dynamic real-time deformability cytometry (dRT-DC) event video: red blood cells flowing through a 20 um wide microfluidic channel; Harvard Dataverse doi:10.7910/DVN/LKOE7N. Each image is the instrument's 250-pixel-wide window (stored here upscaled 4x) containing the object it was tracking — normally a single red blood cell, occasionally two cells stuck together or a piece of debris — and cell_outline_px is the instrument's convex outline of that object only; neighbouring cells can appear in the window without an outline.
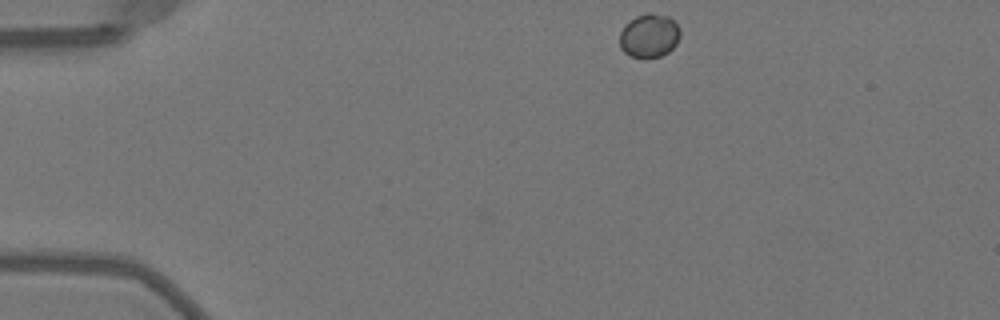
{"species": "Egyptian fruit bat (a non-hibernating species)", "species_latin": "Rousettus aegyptiacus", "temperature_condition": "warm", "stored_images_in_passage": 43, "camera_frame_rate_fps": 3000, "um_per_image_px": 0.085, "animal": {"sex": "female"}, "frame": {"image": 1, "passage_image": 1, "time_ms": 0.0, "image_size_px": [1000, 320], "cell_outline_px": [[680, 36], [676, 44], [668, 52], [660, 56], [628, 56], [620, 48], [620, 32], [624, 24], [636, 16], [648, 12], [652, 12], [668, 16], [680, 28]], "centroid_in_image_um": [55.17, 3.0], "position_along_channel_um": 29.8, "area_um2": 15.37}}
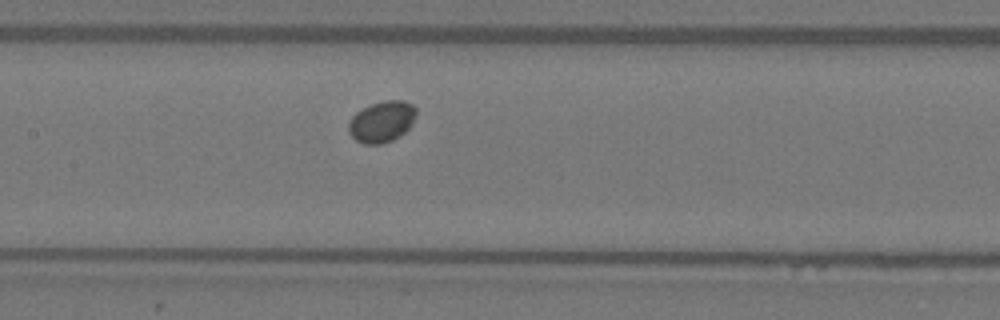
{"frame": {"image": 2, "passage_image": 17, "time_ms": 5.333, "image_size_px": [1000, 320], "cell_outline_px": [[416, 116], [412, 124], [404, 132], [392, 140], [380, 144], [364, 144], [356, 140], [348, 132], [348, 124], [352, 116], [356, 112], [372, 104], [384, 100], [404, 100], [412, 104], [416, 108]], "centroid_in_image_um": [32.46, 10.33], "position_along_channel_um": 174.9, "area_um2": 16.18}}
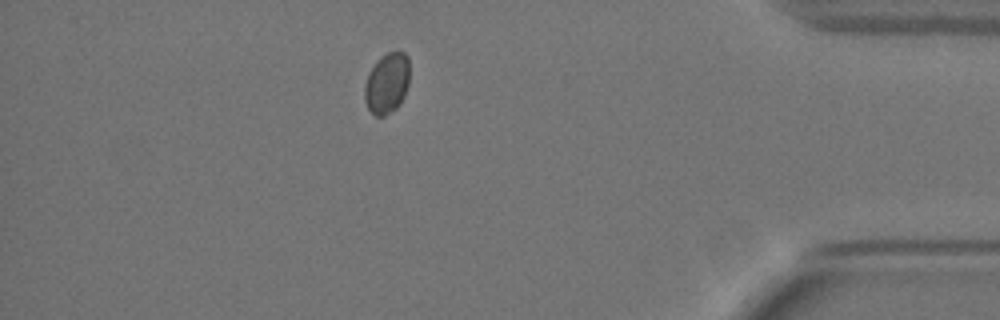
{"frame": {"image": 3, "passage_image": 37, "time_ms": 12.0, "image_size_px": [1000, 320], "cell_outline_px": [[408, 84], [404, 96], [400, 104], [396, 108], [384, 116], [376, 116], [368, 108], [364, 100], [364, 84], [368, 72], [376, 60], [388, 52], [404, 52], [408, 56]], "centroid_in_image_um": [32.86, 7.07], "position_along_channel_um": 402.3, "area_um2": 15.95}}